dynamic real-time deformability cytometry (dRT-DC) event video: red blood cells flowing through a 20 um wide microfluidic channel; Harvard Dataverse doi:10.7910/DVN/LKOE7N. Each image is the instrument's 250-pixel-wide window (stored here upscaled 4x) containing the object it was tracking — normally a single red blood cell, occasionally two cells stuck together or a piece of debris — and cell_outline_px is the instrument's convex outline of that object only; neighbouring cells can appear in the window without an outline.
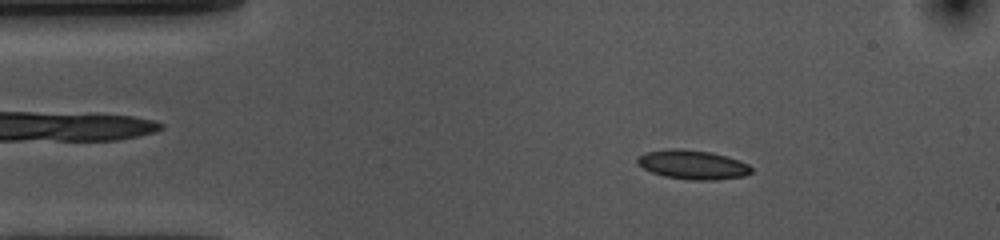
{"species": "common noctule bat (a hibernating species)", "species_latin": "Nyctalus noctula", "temperature_condition": "cold", "stored_images_in_passage": 53, "camera_frame_rate_fps": 3000, "um_per_image_px": 0.085, "animal": {"sex": "female", "body_mass_g": 10.0, "forearm_length_mm": 53.1}, "frame": {"image": 1, "passage_image": 7, "time_ms": 2.0, "image_size_px": [1000, 240], "cell_outline_px": [[752, 172], [744, 176], [716, 180], [692, 180], [664, 176], [652, 172], [636, 164], [636, 160], [640, 156], [648, 152], [672, 148], [676, 148], [712, 152], [740, 160], [748, 164], [752, 168]], "centroid_in_image_um": [58.91, 14.0], "position_along_channel_um": 26.1, "area_um2": 19.31}}
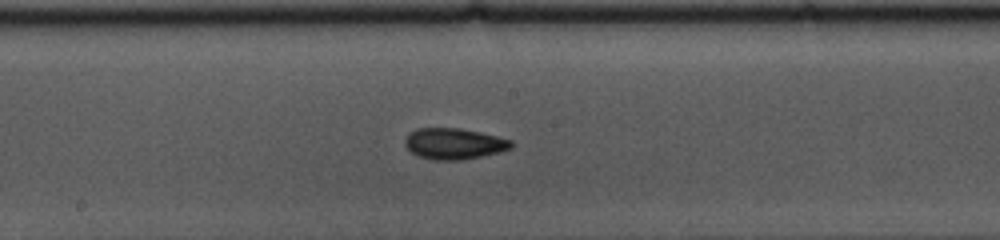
{"frame": {"image": 2, "passage_image": 26, "time_ms": 8.333, "image_size_px": [1000, 240], "cell_outline_px": [[512, 148], [500, 152], [464, 160], [436, 160], [420, 156], [412, 152], [404, 144], [404, 140], [416, 128], [460, 128], [480, 132], [512, 140]], "centroid_in_image_um": [38.62, 12.21], "position_along_channel_um": 209.6, "area_um2": 19.13}}
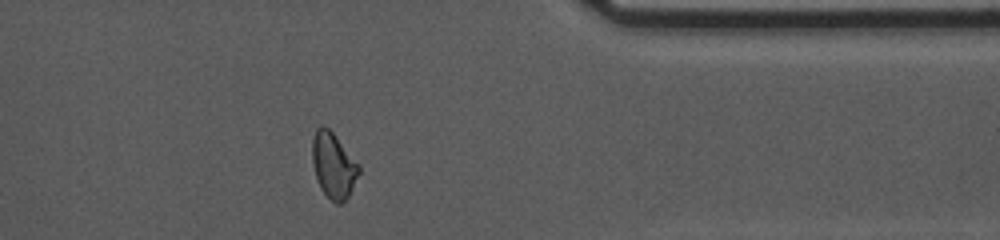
{"frame": {"image": 3, "passage_image": 42, "time_ms": 13.667, "image_size_px": [1000, 240], "cell_outline_px": [[360, 172], [348, 196], [340, 204], [336, 204], [320, 188], [316, 180], [312, 164], [312, 140], [316, 128], [320, 124], [328, 128], [332, 132], [360, 164]], "centroid_in_image_um": [28.33, 14.04], "position_along_channel_um": 383.1, "area_um2": 17.86}, "authors_computed_cell_mechanics": {"area_um2": 18.4382, "velocity_mm_per_s": 3.6026, "shape_relaxation_time_tau1_ms": 9.429, "shape_relaxation_time_tau2_ms": 2.6928, "deformation_change_tau1": 0.1446, "deformation_change_tau2": 0.0662}}